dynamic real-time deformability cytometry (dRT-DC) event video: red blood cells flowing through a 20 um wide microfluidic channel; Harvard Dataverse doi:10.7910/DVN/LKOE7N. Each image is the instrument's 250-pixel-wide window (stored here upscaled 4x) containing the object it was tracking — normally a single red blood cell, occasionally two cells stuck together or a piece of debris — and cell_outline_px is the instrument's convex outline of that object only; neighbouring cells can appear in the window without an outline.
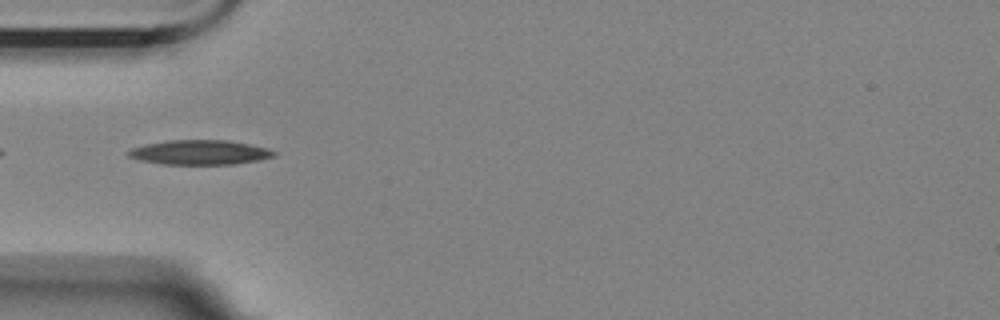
{"species": "Egyptian fruit bat (a non-hibernating species)", "species_latin": "Rousettus aegyptiacus", "temperature_condition": "room temperature", "stored_images_in_passage": 14, "camera_frame_rate_fps": 3000, "um_per_image_px": 0.085, "animal": {"sex": "female"}, "frame": {"image": 1, "passage_image": 3, "time_ms": 0.667, "image_size_px": [1000, 320], "cell_outline_px": [[276, 156], [260, 160], [232, 164], [164, 164], [140, 160], [128, 156], [128, 152], [132, 148], [148, 144], [172, 140], [228, 140], [268, 148], [276, 152]], "centroid_in_image_um": [17.04, 12.95], "position_along_channel_um": 68.0, "area_um2": 20.63}}